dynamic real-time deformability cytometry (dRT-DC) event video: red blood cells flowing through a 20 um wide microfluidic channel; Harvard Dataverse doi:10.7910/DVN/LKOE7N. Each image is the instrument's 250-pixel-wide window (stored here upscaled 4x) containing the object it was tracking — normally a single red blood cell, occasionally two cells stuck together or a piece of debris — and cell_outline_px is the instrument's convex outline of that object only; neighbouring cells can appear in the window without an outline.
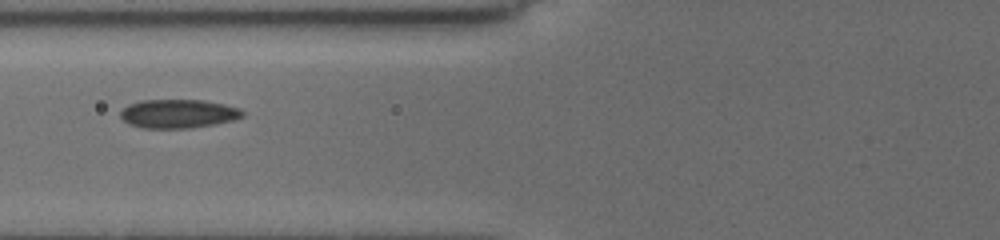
{"species": "common noctule bat (a hibernating species)", "species_latin": "Nyctalus noctula", "temperature_condition": "cold", "stored_images_in_passage": 25, "camera_frame_rate_fps": 3000, "um_per_image_px": 0.085, "animal": {"sex": "female", "body_mass_g": 19.5, "forearm_length_mm": 54.1}, "frame": {"image": 1, "passage_image": 2, "time_ms": 1.0, "image_size_px": [1000, 240], "cell_outline_px": [[244, 116], [236, 120], [216, 124], [192, 128], [144, 128], [128, 124], [120, 116], [120, 112], [128, 104], [140, 100], [204, 100], [224, 104], [240, 108], [244, 112]], "centroid_in_image_um": [15.18, 9.67], "position_along_channel_um": 110.6, "area_um2": 20.69}}
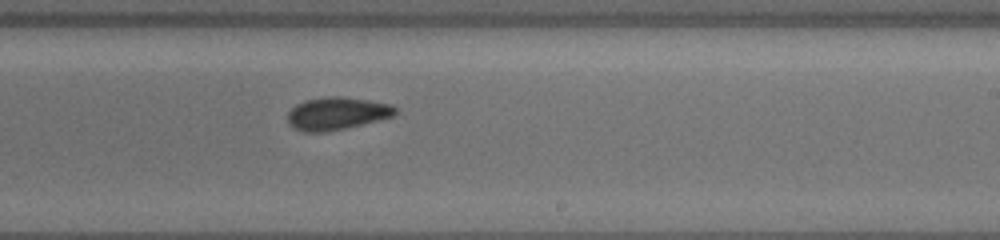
{"frame": {"image": 2, "passage_image": 9, "time_ms": 5.0, "image_size_px": [1000, 240], "cell_outline_px": [[396, 112], [392, 116], [344, 128], [324, 132], [304, 132], [288, 124], [288, 112], [296, 104], [304, 100], [328, 96], [340, 96], [368, 100], [392, 104], [396, 108]], "centroid_in_image_um": [28.6, 9.63], "position_along_channel_um": 260.4, "area_um2": 20.23}}
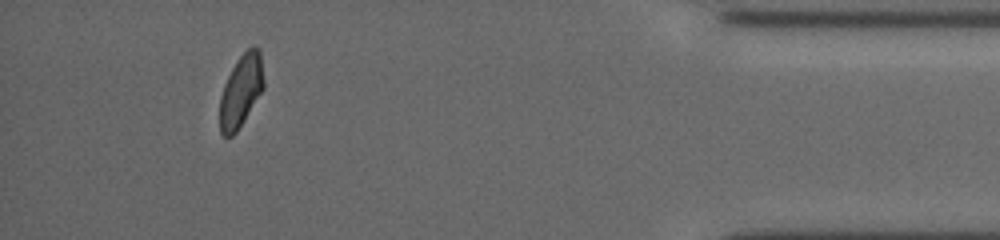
{"frame": {"image": 3, "passage_image": 22, "time_ms": 10.333, "image_size_px": [1000, 240], "cell_outline_px": [[264, 88], [236, 132], [232, 136], [224, 136], [220, 132], [220, 96], [224, 84], [232, 68], [240, 56], [252, 44], [260, 48], [264, 80]], "centroid_in_image_um": [20.5, 7.68], "position_along_channel_um": 414.7, "area_um2": 18.44}, "authors_computed_cell_mechanics": {"area_um2": 19.5364, "velocity_mm_per_s": 3.7419, "shape_relaxation_time_tau1_ms": 2.6176, "shape_relaxation_time_tau2_ms": 4.387, "deformation_change_tau1": 0.0794, "deformation_change_tau2": 0.058}}